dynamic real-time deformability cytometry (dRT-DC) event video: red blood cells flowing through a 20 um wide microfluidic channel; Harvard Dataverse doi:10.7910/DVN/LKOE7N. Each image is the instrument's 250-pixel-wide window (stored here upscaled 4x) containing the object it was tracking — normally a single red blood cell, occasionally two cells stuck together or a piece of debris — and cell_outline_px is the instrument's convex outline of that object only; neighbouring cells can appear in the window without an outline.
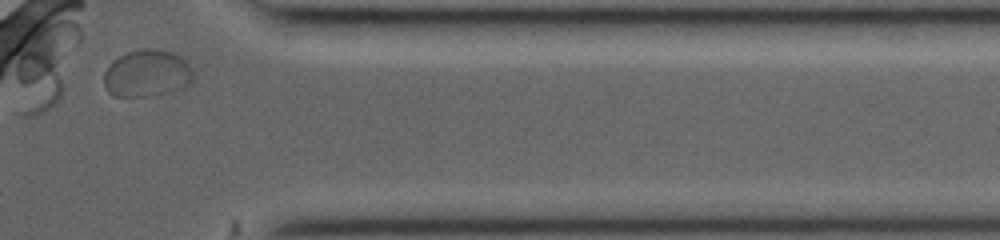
{"species": "common noctule bat (a hibernating species)", "species_latin": "Nyctalus noctula", "temperature_condition": "room temperature", "stored_images_in_passage": 37, "camera_frame_rate_fps": 3000, "um_per_image_px": 0.085, "animal": {"sex": "female", "body_mass_g": 19.0, "forearm_length_mm": 53.3}, "frame": {"image": 1, "passage_image": 36, "time_ms": 11.333, "image_size_px": [1000, 240], "cell_outline_px": [[192, 84], [184, 88], [172, 92], [152, 96], [112, 96], [108, 92], [104, 84], [104, 72], [120, 56], [128, 52], [144, 48], [156, 48], [172, 52], [180, 56], [192, 68]], "centroid_in_image_um": [12.54, 6.26], "position_along_channel_um": 398.9, "area_um2": 24.62}}